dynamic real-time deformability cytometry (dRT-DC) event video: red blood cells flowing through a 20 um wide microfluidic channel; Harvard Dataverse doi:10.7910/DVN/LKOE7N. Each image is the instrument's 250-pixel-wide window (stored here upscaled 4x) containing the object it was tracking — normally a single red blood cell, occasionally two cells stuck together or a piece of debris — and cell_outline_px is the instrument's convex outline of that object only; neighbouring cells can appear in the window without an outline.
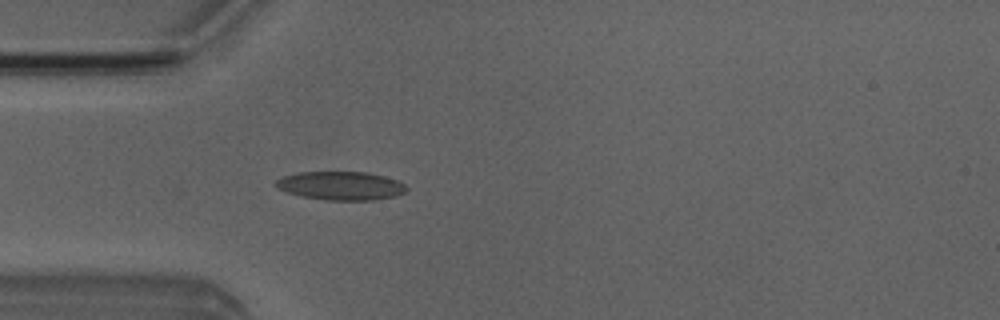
{"species": "Egyptian fruit bat (a non-hibernating species)", "species_latin": "Rousettus aegyptiacus", "temperature_condition": "room temperature", "stored_images_in_passage": 4, "camera_frame_rate_fps": 3000, "um_per_image_px": 0.085, "animal": {"sex": "male"}, "frame": {"image": 1, "passage_image": 4, "time_ms": 3.333, "image_size_px": [1000, 320], "cell_outline_px": [[408, 188], [404, 192], [396, 196], [372, 200], [324, 200], [300, 196], [276, 188], [272, 184], [276, 180], [284, 176], [300, 172], [368, 172], [384, 176], [396, 180], [404, 184]], "centroid_in_image_um": [28.94, 15.79], "position_along_channel_um": 56.1, "area_um2": 21.79}}